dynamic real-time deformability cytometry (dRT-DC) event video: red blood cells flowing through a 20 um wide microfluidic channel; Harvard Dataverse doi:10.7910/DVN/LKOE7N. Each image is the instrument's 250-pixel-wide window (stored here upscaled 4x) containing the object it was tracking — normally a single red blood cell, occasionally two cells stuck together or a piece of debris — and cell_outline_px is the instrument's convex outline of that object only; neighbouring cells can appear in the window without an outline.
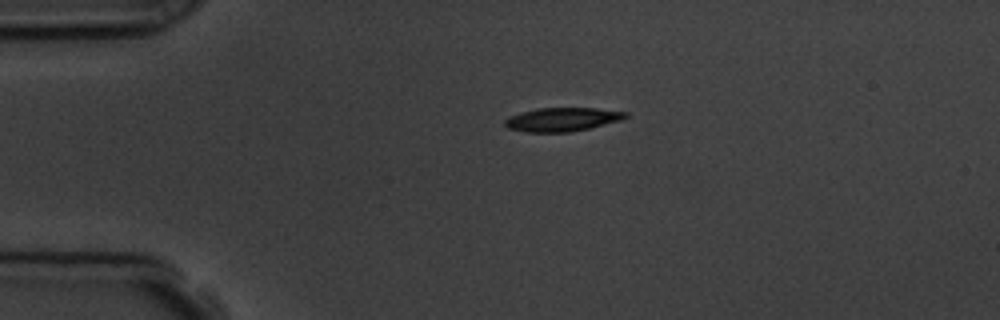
{"species": "common noctule bat (a hibernating species)", "species_latin": "Nyctalus noctula", "temperature_condition": "room temperature", "stored_images_in_passage": 2, "camera_frame_rate_fps": 3000, "um_per_image_px": 0.085, "animal": {"sex": "male", "body_mass_g": 19.5, "forearm_length_mm": 54.6}, "frame": {"image": 1, "passage_image": 1, "time_ms": 0.0, "image_size_px": [1000, 320], "cell_outline_px": [[628, 116], [620, 120], [572, 132], [528, 132], [508, 128], [504, 124], [504, 120], [508, 116], [520, 112], [536, 108], [596, 108], [628, 112]], "centroid_in_image_um": [47.75, 10.14], "position_along_channel_um": 37.2, "area_um2": 16.65}}